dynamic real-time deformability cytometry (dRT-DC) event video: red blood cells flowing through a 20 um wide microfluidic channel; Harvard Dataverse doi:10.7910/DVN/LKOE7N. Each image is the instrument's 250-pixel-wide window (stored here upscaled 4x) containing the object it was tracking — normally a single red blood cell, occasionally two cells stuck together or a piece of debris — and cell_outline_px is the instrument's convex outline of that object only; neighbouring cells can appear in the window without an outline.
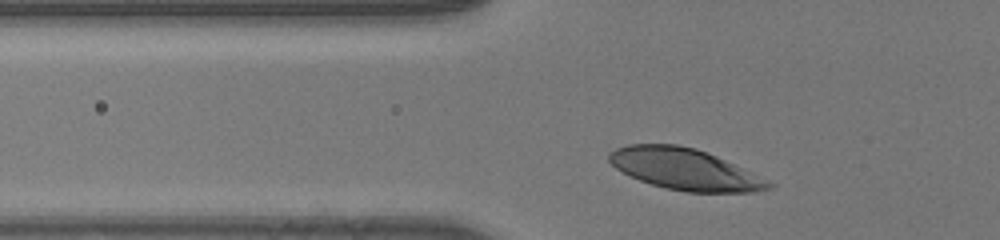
{"species": "human", "species_latin": "Homo sapiens", "temperature_condition": "room temperature", "stored_images_in_passage": 28, "camera_frame_rate_fps": 3000, "um_per_image_px": 0.085, "donor": {"sex": "male"}, "frame": {"image": 1, "passage_image": 4, "time_ms": 1.0, "image_size_px": [1000, 240], "cell_outline_px": [[776, 184], [772, 188], [752, 192], [684, 192], [652, 184], [640, 180], [616, 168], [608, 160], [608, 156], [616, 148], [628, 144], [676, 144], [696, 148], [716, 156], [768, 180]], "centroid_in_image_um": [58.22, 14.38], "position_along_channel_um": 67.6, "area_um2": 37.97}}
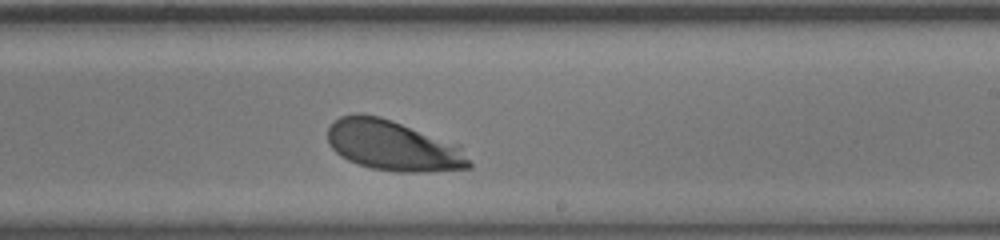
{"frame": {"image": 2, "passage_image": 18, "time_ms": 5.667, "image_size_px": [1000, 240], "cell_outline_px": [[472, 168], [424, 172], [396, 172], [372, 168], [356, 164], [340, 156], [328, 144], [328, 128], [340, 116], [356, 112], [380, 116], [392, 120], [460, 144], [472, 164]], "centroid_in_image_um": [33.43, 12.38], "position_along_channel_um": 255.6, "area_um2": 41.96}}
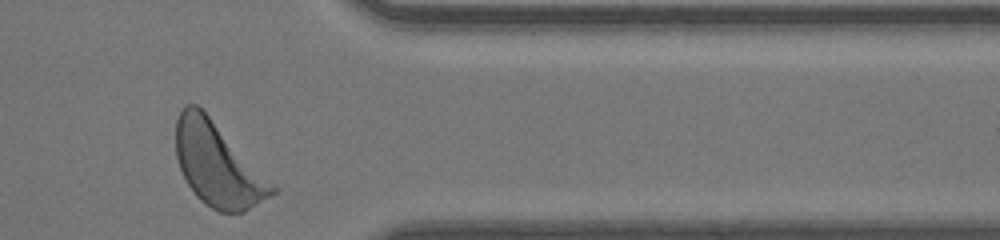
{"frame": {"image": 3, "passage_image": 28, "time_ms": 9.0, "image_size_px": [1000, 240], "cell_outline_px": [[280, 188], [276, 192], [244, 212], [220, 212], [204, 204], [196, 196], [188, 184], [180, 168], [176, 156], [176, 120], [184, 104], [196, 104]], "centroid_in_image_um": [18.52, 14.02], "position_along_channel_um": 392.9, "area_um2": 46.3}}